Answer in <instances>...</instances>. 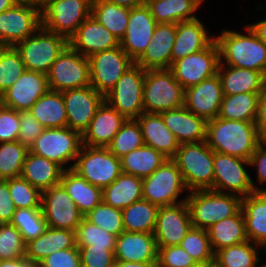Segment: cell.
<instances>
[{
  "mask_svg": "<svg viewBox=\"0 0 266 267\" xmlns=\"http://www.w3.org/2000/svg\"><path fill=\"white\" fill-rule=\"evenodd\" d=\"M240 21L239 29L222 28L215 34L219 48L220 64L240 67L261 72L266 77V44L263 43L250 27ZM245 23L244 25H242Z\"/></svg>",
  "mask_w": 266,
  "mask_h": 267,
  "instance_id": "cell-1",
  "label": "cell"
},
{
  "mask_svg": "<svg viewBox=\"0 0 266 267\" xmlns=\"http://www.w3.org/2000/svg\"><path fill=\"white\" fill-rule=\"evenodd\" d=\"M254 122L210 119L207 121V143L214 152L249 160L261 142Z\"/></svg>",
  "mask_w": 266,
  "mask_h": 267,
  "instance_id": "cell-2",
  "label": "cell"
},
{
  "mask_svg": "<svg viewBox=\"0 0 266 267\" xmlns=\"http://www.w3.org/2000/svg\"><path fill=\"white\" fill-rule=\"evenodd\" d=\"M240 196L212 189L190 191L186 203L193 227L208 229L213 224L234 216L241 209Z\"/></svg>",
  "mask_w": 266,
  "mask_h": 267,
  "instance_id": "cell-3",
  "label": "cell"
},
{
  "mask_svg": "<svg viewBox=\"0 0 266 267\" xmlns=\"http://www.w3.org/2000/svg\"><path fill=\"white\" fill-rule=\"evenodd\" d=\"M172 160L181 171L189 191L213 190L214 151L207 140L180 144Z\"/></svg>",
  "mask_w": 266,
  "mask_h": 267,
  "instance_id": "cell-4",
  "label": "cell"
},
{
  "mask_svg": "<svg viewBox=\"0 0 266 267\" xmlns=\"http://www.w3.org/2000/svg\"><path fill=\"white\" fill-rule=\"evenodd\" d=\"M185 89L170 69H148L143 85V108L161 113L184 106Z\"/></svg>",
  "mask_w": 266,
  "mask_h": 267,
  "instance_id": "cell-5",
  "label": "cell"
},
{
  "mask_svg": "<svg viewBox=\"0 0 266 267\" xmlns=\"http://www.w3.org/2000/svg\"><path fill=\"white\" fill-rule=\"evenodd\" d=\"M189 192L181 171L172 159H167L143 179L142 199L158 207L182 203L186 201Z\"/></svg>",
  "mask_w": 266,
  "mask_h": 267,
  "instance_id": "cell-6",
  "label": "cell"
},
{
  "mask_svg": "<svg viewBox=\"0 0 266 267\" xmlns=\"http://www.w3.org/2000/svg\"><path fill=\"white\" fill-rule=\"evenodd\" d=\"M68 39L42 26L14 47L19 52L26 70L47 74L57 57L68 46Z\"/></svg>",
  "mask_w": 266,
  "mask_h": 267,
  "instance_id": "cell-7",
  "label": "cell"
},
{
  "mask_svg": "<svg viewBox=\"0 0 266 267\" xmlns=\"http://www.w3.org/2000/svg\"><path fill=\"white\" fill-rule=\"evenodd\" d=\"M82 146V134L76 130L69 127L45 128L29 152L56 162L64 170H70Z\"/></svg>",
  "mask_w": 266,
  "mask_h": 267,
  "instance_id": "cell-8",
  "label": "cell"
},
{
  "mask_svg": "<svg viewBox=\"0 0 266 267\" xmlns=\"http://www.w3.org/2000/svg\"><path fill=\"white\" fill-rule=\"evenodd\" d=\"M92 0H47L41 7V26L69 38L91 15Z\"/></svg>",
  "mask_w": 266,
  "mask_h": 267,
  "instance_id": "cell-9",
  "label": "cell"
},
{
  "mask_svg": "<svg viewBox=\"0 0 266 267\" xmlns=\"http://www.w3.org/2000/svg\"><path fill=\"white\" fill-rule=\"evenodd\" d=\"M72 170L102 190L122 173L120 159L108 148L85 145L77 155Z\"/></svg>",
  "mask_w": 266,
  "mask_h": 267,
  "instance_id": "cell-10",
  "label": "cell"
},
{
  "mask_svg": "<svg viewBox=\"0 0 266 267\" xmlns=\"http://www.w3.org/2000/svg\"><path fill=\"white\" fill-rule=\"evenodd\" d=\"M145 73V69L134 64L104 96V100L126 120L137 119L144 113L143 85Z\"/></svg>",
  "mask_w": 266,
  "mask_h": 267,
  "instance_id": "cell-11",
  "label": "cell"
},
{
  "mask_svg": "<svg viewBox=\"0 0 266 267\" xmlns=\"http://www.w3.org/2000/svg\"><path fill=\"white\" fill-rule=\"evenodd\" d=\"M47 79L51 91L63 92L89 86V59L68 45L52 64Z\"/></svg>",
  "mask_w": 266,
  "mask_h": 267,
  "instance_id": "cell-12",
  "label": "cell"
},
{
  "mask_svg": "<svg viewBox=\"0 0 266 267\" xmlns=\"http://www.w3.org/2000/svg\"><path fill=\"white\" fill-rule=\"evenodd\" d=\"M41 27L40 6L19 1L0 13V46H15Z\"/></svg>",
  "mask_w": 266,
  "mask_h": 267,
  "instance_id": "cell-13",
  "label": "cell"
},
{
  "mask_svg": "<svg viewBox=\"0 0 266 267\" xmlns=\"http://www.w3.org/2000/svg\"><path fill=\"white\" fill-rule=\"evenodd\" d=\"M249 160L214 152L213 190L241 198L255 192Z\"/></svg>",
  "mask_w": 266,
  "mask_h": 267,
  "instance_id": "cell-14",
  "label": "cell"
},
{
  "mask_svg": "<svg viewBox=\"0 0 266 267\" xmlns=\"http://www.w3.org/2000/svg\"><path fill=\"white\" fill-rule=\"evenodd\" d=\"M91 86L105 96L135 62L118 46L88 57Z\"/></svg>",
  "mask_w": 266,
  "mask_h": 267,
  "instance_id": "cell-15",
  "label": "cell"
},
{
  "mask_svg": "<svg viewBox=\"0 0 266 267\" xmlns=\"http://www.w3.org/2000/svg\"><path fill=\"white\" fill-rule=\"evenodd\" d=\"M219 64V48L214 40L203 50L174 62L170 70L183 88L187 89L217 74Z\"/></svg>",
  "mask_w": 266,
  "mask_h": 267,
  "instance_id": "cell-16",
  "label": "cell"
},
{
  "mask_svg": "<svg viewBox=\"0 0 266 267\" xmlns=\"http://www.w3.org/2000/svg\"><path fill=\"white\" fill-rule=\"evenodd\" d=\"M41 209L47 226L55 229L75 231L84 218L61 184L42 192Z\"/></svg>",
  "mask_w": 266,
  "mask_h": 267,
  "instance_id": "cell-17",
  "label": "cell"
},
{
  "mask_svg": "<svg viewBox=\"0 0 266 267\" xmlns=\"http://www.w3.org/2000/svg\"><path fill=\"white\" fill-rule=\"evenodd\" d=\"M67 115V127L83 134L92 121L104 96L91 85L62 92Z\"/></svg>",
  "mask_w": 266,
  "mask_h": 267,
  "instance_id": "cell-18",
  "label": "cell"
},
{
  "mask_svg": "<svg viewBox=\"0 0 266 267\" xmlns=\"http://www.w3.org/2000/svg\"><path fill=\"white\" fill-rule=\"evenodd\" d=\"M193 227L186 201L159 207L154 237L157 247L180 245Z\"/></svg>",
  "mask_w": 266,
  "mask_h": 267,
  "instance_id": "cell-19",
  "label": "cell"
},
{
  "mask_svg": "<svg viewBox=\"0 0 266 267\" xmlns=\"http://www.w3.org/2000/svg\"><path fill=\"white\" fill-rule=\"evenodd\" d=\"M157 24L146 4L130 9L127 30L120 46L134 62L151 43Z\"/></svg>",
  "mask_w": 266,
  "mask_h": 267,
  "instance_id": "cell-20",
  "label": "cell"
},
{
  "mask_svg": "<svg viewBox=\"0 0 266 267\" xmlns=\"http://www.w3.org/2000/svg\"><path fill=\"white\" fill-rule=\"evenodd\" d=\"M47 74L26 70L2 95V105L17 111H29L49 91Z\"/></svg>",
  "mask_w": 266,
  "mask_h": 267,
  "instance_id": "cell-21",
  "label": "cell"
},
{
  "mask_svg": "<svg viewBox=\"0 0 266 267\" xmlns=\"http://www.w3.org/2000/svg\"><path fill=\"white\" fill-rule=\"evenodd\" d=\"M218 73L185 89L184 106L207 121L218 117L223 99Z\"/></svg>",
  "mask_w": 266,
  "mask_h": 267,
  "instance_id": "cell-22",
  "label": "cell"
},
{
  "mask_svg": "<svg viewBox=\"0 0 266 267\" xmlns=\"http://www.w3.org/2000/svg\"><path fill=\"white\" fill-rule=\"evenodd\" d=\"M69 46L87 58L120 46V41L93 16H89L68 40Z\"/></svg>",
  "mask_w": 266,
  "mask_h": 267,
  "instance_id": "cell-23",
  "label": "cell"
},
{
  "mask_svg": "<svg viewBox=\"0 0 266 267\" xmlns=\"http://www.w3.org/2000/svg\"><path fill=\"white\" fill-rule=\"evenodd\" d=\"M200 17L182 21L176 24V36L171 53V65L184 57L208 47L214 40L211 33Z\"/></svg>",
  "mask_w": 266,
  "mask_h": 267,
  "instance_id": "cell-24",
  "label": "cell"
},
{
  "mask_svg": "<svg viewBox=\"0 0 266 267\" xmlns=\"http://www.w3.org/2000/svg\"><path fill=\"white\" fill-rule=\"evenodd\" d=\"M126 119L105 100L82 134L83 145L107 148Z\"/></svg>",
  "mask_w": 266,
  "mask_h": 267,
  "instance_id": "cell-25",
  "label": "cell"
},
{
  "mask_svg": "<svg viewBox=\"0 0 266 267\" xmlns=\"http://www.w3.org/2000/svg\"><path fill=\"white\" fill-rule=\"evenodd\" d=\"M176 36V24L158 23L153 32L151 43L135 61L145 70L170 69L171 53Z\"/></svg>",
  "mask_w": 266,
  "mask_h": 267,
  "instance_id": "cell-26",
  "label": "cell"
},
{
  "mask_svg": "<svg viewBox=\"0 0 266 267\" xmlns=\"http://www.w3.org/2000/svg\"><path fill=\"white\" fill-rule=\"evenodd\" d=\"M160 115L179 144L207 139V120L192 113L185 106L161 112Z\"/></svg>",
  "mask_w": 266,
  "mask_h": 267,
  "instance_id": "cell-27",
  "label": "cell"
},
{
  "mask_svg": "<svg viewBox=\"0 0 266 267\" xmlns=\"http://www.w3.org/2000/svg\"><path fill=\"white\" fill-rule=\"evenodd\" d=\"M114 254L123 262H157L154 234L124 231L116 237Z\"/></svg>",
  "mask_w": 266,
  "mask_h": 267,
  "instance_id": "cell-28",
  "label": "cell"
},
{
  "mask_svg": "<svg viewBox=\"0 0 266 267\" xmlns=\"http://www.w3.org/2000/svg\"><path fill=\"white\" fill-rule=\"evenodd\" d=\"M137 121L142 129L144 145L150 146L168 159H172L180 144L165 125L161 115L144 112L137 118Z\"/></svg>",
  "mask_w": 266,
  "mask_h": 267,
  "instance_id": "cell-29",
  "label": "cell"
},
{
  "mask_svg": "<svg viewBox=\"0 0 266 267\" xmlns=\"http://www.w3.org/2000/svg\"><path fill=\"white\" fill-rule=\"evenodd\" d=\"M76 247L75 231L47 227L42 235L26 243L25 258L39 264L56 251Z\"/></svg>",
  "mask_w": 266,
  "mask_h": 267,
  "instance_id": "cell-30",
  "label": "cell"
},
{
  "mask_svg": "<svg viewBox=\"0 0 266 267\" xmlns=\"http://www.w3.org/2000/svg\"><path fill=\"white\" fill-rule=\"evenodd\" d=\"M218 76L223 95L238 93H260L266 77L259 71L219 64Z\"/></svg>",
  "mask_w": 266,
  "mask_h": 267,
  "instance_id": "cell-31",
  "label": "cell"
},
{
  "mask_svg": "<svg viewBox=\"0 0 266 267\" xmlns=\"http://www.w3.org/2000/svg\"><path fill=\"white\" fill-rule=\"evenodd\" d=\"M247 239L266 250V192H254L241 200Z\"/></svg>",
  "mask_w": 266,
  "mask_h": 267,
  "instance_id": "cell-32",
  "label": "cell"
},
{
  "mask_svg": "<svg viewBox=\"0 0 266 267\" xmlns=\"http://www.w3.org/2000/svg\"><path fill=\"white\" fill-rule=\"evenodd\" d=\"M63 171L56 162L28 151L21 176L42 193L60 184Z\"/></svg>",
  "mask_w": 266,
  "mask_h": 267,
  "instance_id": "cell-33",
  "label": "cell"
},
{
  "mask_svg": "<svg viewBox=\"0 0 266 267\" xmlns=\"http://www.w3.org/2000/svg\"><path fill=\"white\" fill-rule=\"evenodd\" d=\"M60 184L84 216L102 202V189L92 185L72 169L63 171Z\"/></svg>",
  "mask_w": 266,
  "mask_h": 267,
  "instance_id": "cell-34",
  "label": "cell"
},
{
  "mask_svg": "<svg viewBox=\"0 0 266 267\" xmlns=\"http://www.w3.org/2000/svg\"><path fill=\"white\" fill-rule=\"evenodd\" d=\"M203 4L200 0H147L146 2L157 23L174 24L198 18L197 12L204 6Z\"/></svg>",
  "mask_w": 266,
  "mask_h": 267,
  "instance_id": "cell-35",
  "label": "cell"
},
{
  "mask_svg": "<svg viewBox=\"0 0 266 267\" xmlns=\"http://www.w3.org/2000/svg\"><path fill=\"white\" fill-rule=\"evenodd\" d=\"M143 179L121 173L119 177L102 190V201L116 209L123 210L142 199Z\"/></svg>",
  "mask_w": 266,
  "mask_h": 267,
  "instance_id": "cell-36",
  "label": "cell"
},
{
  "mask_svg": "<svg viewBox=\"0 0 266 267\" xmlns=\"http://www.w3.org/2000/svg\"><path fill=\"white\" fill-rule=\"evenodd\" d=\"M207 231L214 253L221 248L248 241L245 232V219L241 209L234 216L213 224Z\"/></svg>",
  "mask_w": 266,
  "mask_h": 267,
  "instance_id": "cell-37",
  "label": "cell"
},
{
  "mask_svg": "<svg viewBox=\"0 0 266 267\" xmlns=\"http://www.w3.org/2000/svg\"><path fill=\"white\" fill-rule=\"evenodd\" d=\"M29 112L44 128L67 127L62 92L49 90L34 103Z\"/></svg>",
  "mask_w": 266,
  "mask_h": 267,
  "instance_id": "cell-38",
  "label": "cell"
},
{
  "mask_svg": "<svg viewBox=\"0 0 266 267\" xmlns=\"http://www.w3.org/2000/svg\"><path fill=\"white\" fill-rule=\"evenodd\" d=\"M168 158L154 148L143 145L120 158L123 173L146 178Z\"/></svg>",
  "mask_w": 266,
  "mask_h": 267,
  "instance_id": "cell-39",
  "label": "cell"
},
{
  "mask_svg": "<svg viewBox=\"0 0 266 267\" xmlns=\"http://www.w3.org/2000/svg\"><path fill=\"white\" fill-rule=\"evenodd\" d=\"M264 254L266 250L261 245L248 240L219 249L214 253V262L220 267H258L260 256Z\"/></svg>",
  "mask_w": 266,
  "mask_h": 267,
  "instance_id": "cell-40",
  "label": "cell"
},
{
  "mask_svg": "<svg viewBox=\"0 0 266 267\" xmlns=\"http://www.w3.org/2000/svg\"><path fill=\"white\" fill-rule=\"evenodd\" d=\"M159 207L140 199L122 210L124 231L154 233Z\"/></svg>",
  "mask_w": 266,
  "mask_h": 267,
  "instance_id": "cell-41",
  "label": "cell"
},
{
  "mask_svg": "<svg viewBox=\"0 0 266 267\" xmlns=\"http://www.w3.org/2000/svg\"><path fill=\"white\" fill-rule=\"evenodd\" d=\"M130 9L107 0H92L91 16L106 27L119 41L128 26Z\"/></svg>",
  "mask_w": 266,
  "mask_h": 267,
  "instance_id": "cell-42",
  "label": "cell"
},
{
  "mask_svg": "<svg viewBox=\"0 0 266 267\" xmlns=\"http://www.w3.org/2000/svg\"><path fill=\"white\" fill-rule=\"evenodd\" d=\"M258 99L259 93L224 95L218 117L233 121H255Z\"/></svg>",
  "mask_w": 266,
  "mask_h": 267,
  "instance_id": "cell-43",
  "label": "cell"
},
{
  "mask_svg": "<svg viewBox=\"0 0 266 267\" xmlns=\"http://www.w3.org/2000/svg\"><path fill=\"white\" fill-rule=\"evenodd\" d=\"M10 223L19 230L25 243L38 238L48 227L41 208L16 209Z\"/></svg>",
  "mask_w": 266,
  "mask_h": 267,
  "instance_id": "cell-44",
  "label": "cell"
},
{
  "mask_svg": "<svg viewBox=\"0 0 266 267\" xmlns=\"http://www.w3.org/2000/svg\"><path fill=\"white\" fill-rule=\"evenodd\" d=\"M144 145L142 129L137 119H127L107 147L119 159Z\"/></svg>",
  "mask_w": 266,
  "mask_h": 267,
  "instance_id": "cell-45",
  "label": "cell"
},
{
  "mask_svg": "<svg viewBox=\"0 0 266 267\" xmlns=\"http://www.w3.org/2000/svg\"><path fill=\"white\" fill-rule=\"evenodd\" d=\"M29 150L19 141L0 143V179L21 176L24 160Z\"/></svg>",
  "mask_w": 266,
  "mask_h": 267,
  "instance_id": "cell-46",
  "label": "cell"
},
{
  "mask_svg": "<svg viewBox=\"0 0 266 267\" xmlns=\"http://www.w3.org/2000/svg\"><path fill=\"white\" fill-rule=\"evenodd\" d=\"M25 71V65L16 48L0 46V93L9 89Z\"/></svg>",
  "mask_w": 266,
  "mask_h": 267,
  "instance_id": "cell-47",
  "label": "cell"
},
{
  "mask_svg": "<svg viewBox=\"0 0 266 267\" xmlns=\"http://www.w3.org/2000/svg\"><path fill=\"white\" fill-rule=\"evenodd\" d=\"M180 246L196 263H211L214 261V252L206 229L192 227L181 241Z\"/></svg>",
  "mask_w": 266,
  "mask_h": 267,
  "instance_id": "cell-48",
  "label": "cell"
},
{
  "mask_svg": "<svg viewBox=\"0 0 266 267\" xmlns=\"http://www.w3.org/2000/svg\"><path fill=\"white\" fill-rule=\"evenodd\" d=\"M77 247H115L116 236L92 224L85 217L75 230Z\"/></svg>",
  "mask_w": 266,
  "mask_h": 267,
  "instance_id": "cell-49",
  "label": "cell"
},
{
  "mask_svg": "<svg viewBox=\"0 0 266 267\" xmlns=\"http://www.w3.org/2000/svg\"><path fill=\"white\" fill-rule=\"evenodd\" d=\"M84 217L92 224L101 227L116 237L124 232L122 210L107 205L103 201Z\"/></svg>",
  "mask_w": 266,
  "mask_h": 267,
  "instance_id": "cell-50",
  "label": "cell"
},
{
  "mask_svg": "<svg viewBox=\"0 0 266 267\" xmlns=\"http://www.w3.org/2000/svg\"><path fill=\"white\" fill-rule=\"evenodd\" d=\"M26 243L11 223H0V261L25 257Z\"/></svg>",
  "mask_w": 266,
  "mask_h": 267,
  "instance_id": "cell-51",
  "label": "cell"
},
{
  "mask_svg": "<svg viewBox=\"0 0 266 267\" xmlns=\"http://www.w3.org/2000/svg\"><path fill=\"white\" fill-rule=\"evenodd\" d=\"M10 197L16 209L41 208V192L22 176L9 178Z\"/></svg>",
  "mask_w": 266,
  "mask_h": 267,
  "instance_id": "cell-52",
  "label": "cell"
},
{
  "mask_svg": "<svg viewBox=\"0 0 266 267\" xmlns=\"http://www.w3.org/2000/svg\"><path fill=\"white\" fill-rule=\"evenodd\" d=\"M81 267H113L115 247H78Z\"/></svg>",
  "mask_w": 266,
  "mask_h": 267,
  "instance_id": "cell-53",
  "label": "cell"
},
{
  "mask_svg": "<svg viewBox=\"0 0 266 267\" xmlns=\"http://www.w3.org/2000/svg\"><path fill=\"white\" fill-rule=\"evenodd\" d=\"M157 248L158 267H189L196 263L180 245Z\"/></svg>",
  "mask_w": 266,
  "mask_h": 267,
  "instance_id": "cell-54",
  "label": "cell"
},
{
  "mask_svg": "<svg viewBox=\"0 0 266 267\" xmlns=\"http://www.w3.org/2000/svg\"><path fill=\"white\" fill-rule=\"evenodd\" d=\"M250 169L255 173L251 182L255 192H266V141H261L252 153L250 159ZM256 179V181H255Z\"/></svg>",
  "mask_w": 266,
  "mask_h": 267,
  "instance_id": "cell-55",
  "label": "cell"
},
{
  "mask_svg": "<svg viewBox=\"0 0 266 267\" xmlns=\"http://www.w3.org/2000/svg\"><path fill=\"white\" fill-rule=\"evenodd\" d=\"M20 130V112L0 105V143L16 141Z\"/></svg>",
  "mask_w": 266,
  "mask_h": 267,
  "instance_id": "cell-56",
  "label": "cell"
},
{
  "mask_svg": "<svg viewBox=\"0 0 266 267\" xmlns=\"http://www.w3.org/2000/svg\"><path fill=\"white\" fill-rule=\"evenodd\" d=\"M44 129L29 111H20V130L17 141L22 143L28 150L40 134L43 133Z\"/></svg>",
  "mask_w": 266,
  "mask_h": 267,
  "instance_id": "cell-57",
  "label": "cell"
},
{
  "mask_svg": "<svg viewBox=\"0 0 266 267\" xmlns=\"http://www.w3.org/2000/svg\"><path fill=\"white\" fill-rule=\"evenodd\" d=\"M39 267H81L78 247L54 252L43 259Z\"/></svg>",
  "mask_w": 266,
  "mask_h": 267,
  "instance_id": "cell-58",
  "label": "cell"
},
{
  "mask_svg": "<svg viewBox=\"0 0 266 267\" xmlns=\"http://www.w3.org/2000/svg\"><path fill=\"white\" fill-rule=\"evenodd\" d=\"M16 211L10 197L9 179H0V223H10Z\"/></svg>",
  "mask_w": 266,
  "mask_h": 267,
  "instance_id": "cell-59",
  "label": "cell"
},
{
  "mask_svg": "<svg viewBox=\"0 0 266 267\" xmlns=\"http://www.w3.org/2000/svg\"><path fill=\"white\" fill-rule=\"evenodd\" d=\"M254 123L260 140L266 141V83L259 93L257 116Z\"/></svg>",
  "mask_w": 266,
  "mask_h": 267,
  "instance_id": "cell-60",
  "label": "cell"
},
{
  "mask_svg": "<svg viewBox=\"0 0 266 267\" xmlns=\"http://www.w3.org/2000/svg\"><path fill=\"white\" fill-rule=\"evenodd\" d=\"M263 19L258 18V14L256 15L257 21L254 23H246L250 29L255 33V35L266 44V14Z\"/></svg>",
  "mask_w": 266,
  "mask_h": 267,
  "instance_id": "cell-61",
  "label": "cell"
},
{
  "mask_svg": "<svg viewBox=\"0 0 266 267\" xmlns=\"http://www.w3.org/2000/svg\"><path fill=\"white\" fill-rule=\"evenodd\" d=\"M0 267H39V264L27 260L25 257L0 261Z\"/></svg>",
  "mask_w": 266,
  "mask_h": 267,
  "instance_id": "cell-62",
  "label": "cell"
},
{
  "mask_svg": "<svg viewBox=\"0 0 266 267\" xmlns=\"http://www.w3.org/2000/svg\"><path fill=\"white\" fill-rule=\"evenodd\" d=\"M157 262H123L115 260L113 267H156Z\"/></svg>",
  "mask_w": 266,
  "mask_h": 267,
  "instance_id": "cell-63",
  "label": "cell"
},
{
  "mask_svg": "<svg viewBox=\"0 0 266 267\" xmlns=\"http://www.w3.org/2000/svg\"><path fill=\"white\" fill-rule=\"evenodd\" d=\"M107 1L122 7H127L129 9L145 5L147 2V0H107Z\"/></svg>",
  "mask_w": 266,
  "mask_h": 267,
  "instance_id": "cell-64",
  "label": "cell"
},
{
  "mask_svg": "<svg viewBox=\"0 0 266 267\" xmlns=\"http://www.w3.org/2000/svg\"><path fill=\"white\" fill-rule=\"evenodd\" d=\"M20 0H0V13L13 7Z\"/></svg>",
  "mask_w": 266,
  "mask_h": 267,
  "instance_id": "cell-65",
  "label": "cell"
},
{
  "mask_svg": "<svg viewBox=\"0 0 266 267\" xmlns=\"http://www.w3.org/2000/svg\"><path fill=\"white\" fill-rule=\"evenodd\" d=\"M20 1L33 3L41 7L47 0H20Z\"/></svg>",
  "mask_w": 266,
  "mask_h": 267,
  "instance_id": "cell-66",
  "label": "cell"
},
{
  "mask_svg": "<svg viewBox=\"0 0 266 267\" xmlns=\"http://www.w3.org/2000/svg\"><path fill=\"white\" fill-rule=\"evenodd\" d=\"M189 267H210V263H195L194 265Z\"/></svg>",
  "mask_w": 266,
  "mask_h": 267,
  "instance_id": "cell-67",
  "label": "cell"
},
{
  "mask_svg": "<svg viewBox=\"0 0 266 267\" xmlns=\"http://www.w3.org/2000/svg\"><path fill=\"white\" fill-rule=\"evenodd\" d=\"M263 259L264 258L260 257L258 267H266V260L265 259L263 260ZM263 261H265V262H263Z\"/></svg>",
  "mask_w": 266,
  "mask_h": 267,
  "instance_id": "cell-68",
  "label": "cell"
},
{
  "mask_svg": "<svg viewBox=\"0 0 266 267\" xmlns=\"http://www.w3.org/2000/svg\"><path fill=\"white\" fill-rule=\"evenodd\" d=\"M210 267H220V266L213 261L210 263Z\"/></svg>",
  "mask_w": 266,
  "mask_h": 267,
  "instance_id": "cell-69",
  "label": "cell"
},
{
  "mask_svg": "<svg viewBox=\"0 0 266 267\" xmlns=\"http://www.w3.org/2000/svg\"><path fill=\"white\" fill-rule=\"evenodd\" d=\"M2 104V95L0 93V105Z\"/></svg>",
  "mask_w": 266,
  "mask_h": 267,
  "instance_id": "cell-70",
  "label": "cell"
}]
</instances>
